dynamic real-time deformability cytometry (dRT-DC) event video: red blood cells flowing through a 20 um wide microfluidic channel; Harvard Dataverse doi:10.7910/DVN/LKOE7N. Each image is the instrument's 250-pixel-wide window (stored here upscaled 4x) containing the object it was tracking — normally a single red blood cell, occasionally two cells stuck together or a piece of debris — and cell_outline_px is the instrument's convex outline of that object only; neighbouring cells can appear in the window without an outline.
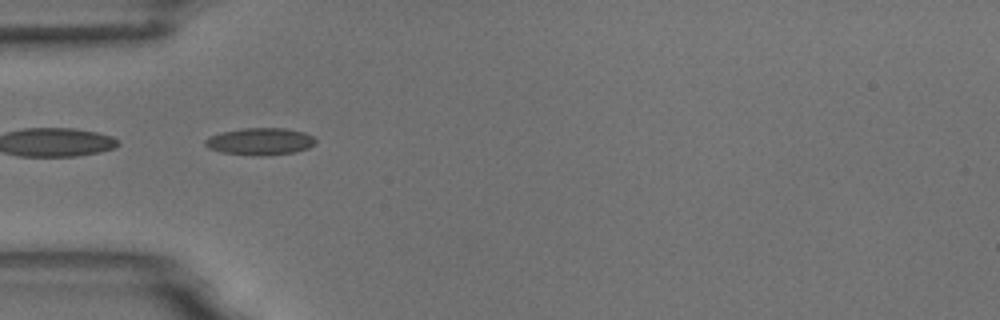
{"species": "common noctule bat (a hibernating species)", "species_latin": "Nyctalus noctula", "temperature_condition": "room temperature", "stored_images_in_passage": 6, "camera_frame_rate_fps": 3000, "um_per_image_px": 0.085, "animal": {"sex": "male", "body_mass_g": 18.8}, "frame": {"image": 1, "passage_image": 5, "time_ms": 5.667, "image_size_px": [1000, 320], "cell_outline_px": [[316, 144], [308, 148], [296, 152], [268, 156], [252, 156], [220, 152], [208, 148], [204, 144], [204, 140], [208, 136], [220, 132], [244, 128], [284, 128], [304, 132], [312, 136], [316, 140]], "centroid_in_image_um": [22.09, 12.03], "position_along_channel_um": 62.9, "area_um2": 17.8}}